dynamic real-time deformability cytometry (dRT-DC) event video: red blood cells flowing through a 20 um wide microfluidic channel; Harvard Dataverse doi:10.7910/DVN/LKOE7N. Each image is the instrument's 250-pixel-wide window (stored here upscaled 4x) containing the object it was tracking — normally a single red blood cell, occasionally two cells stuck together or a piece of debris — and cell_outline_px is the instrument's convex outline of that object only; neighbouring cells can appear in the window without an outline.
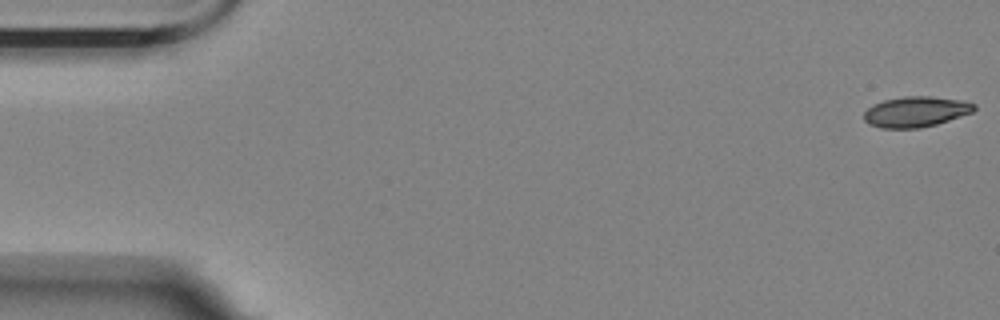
{"species": "Egyptian fruit bat (a non-hibernating species)", "species_latin": "Rousettus aegyptiacus", "temperature_condition": "room temperature", "stored_images_in_passage": 16, "camera_frame_rate_fps": 3000, "um_per_image_px": 0.085, "animal": {"sex": "female"}, "frame": {"image": 1, "passage_image": 1, "time_ms": 0.0, "image_size_px": [1000, 320], "cell_outline_px": [[976, 108], [972, 112], [936, 124], [920, 128], [880, 128], [868, 124], [864, 120], [864, 112], [872, 104], [884, 100], [904, 96], [928, 96], [960, 100], [976, 104]], "centroid_in_image_um": [77.8, 9.5], "position_along_channel_um": 7.2, "area_um2": 19.54}}
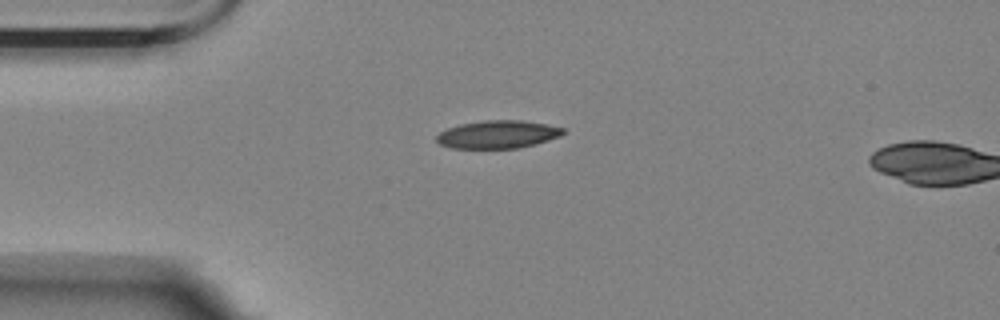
{"frame": {"image": 2, "passage_image": 14, "time_ms": 4.333, "image_size_px": [1000, 320], "cell_outline_px": [[564, 132], [560, 136], [536, 144], [516, 148], [452, 148], [440, 144], [436, 140], [436, 136], [440, 132], [448, 128], [460, 124], [484, 120], [524, 120], [564, 128]], "centroid_in_image_um": [42.3, 11.42], "position_along_channel_um": 42.7, "area_um2": 20.46}}